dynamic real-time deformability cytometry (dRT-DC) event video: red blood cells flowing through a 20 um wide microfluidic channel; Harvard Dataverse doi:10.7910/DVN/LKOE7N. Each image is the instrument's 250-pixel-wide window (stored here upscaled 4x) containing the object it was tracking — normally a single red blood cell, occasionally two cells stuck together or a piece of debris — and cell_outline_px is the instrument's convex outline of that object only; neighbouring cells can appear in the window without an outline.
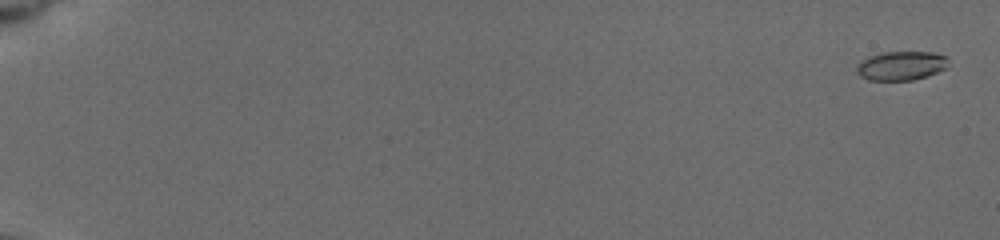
{"species": "common noctule bat (a hibernating species)", "species_latin": "Nyctalus noctula", "temperature_condition": "cold", "stored_images_in_passage": 37, "camera_frame_rate_fps": 3000, "um_per_image_px": 0.085, "animal": {"sex": "female", "body_mass_g": 19.5, "forearm_length_mm": 54.1}, "frame": {"image": 1, "passage_image": 3, "time_ms": 0.333, "image_size_px": [1000, 240], "cell_outline_px": [[948, 68], [928, 76], [912, 80], [868, 80], [860, 76], [856, 72], [856, 64], [860, 60], [868, 56], [884, 52], [932, 52], [948, 56]], "centroid_in_image_um": [76.6, 5.58], "position_along_channel_um": 8.4, "area_um2": 15.84}}
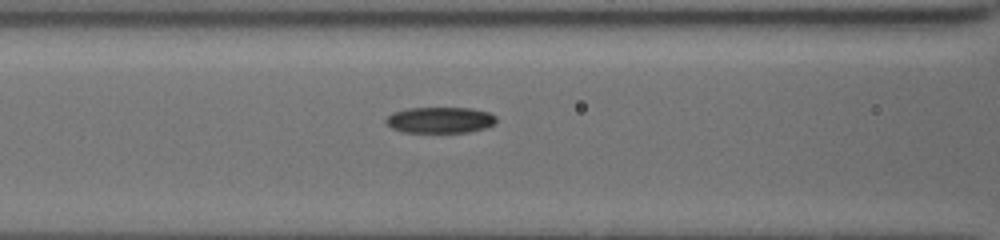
{"frame": {"image": 2, "passage_image": 33, "time_ms": 9.0, "image_size_px": [1000, 240], "cell_outline_px": [[496, 120], [488, 128], [468, 132], [404, 132], [392, 128], [384, 120], [392, 112], [408, 108], [472, 108], [488, 112], [496, 116]], "centroid_in_image_um": [37.41, 10.2], "position_along_channel_um": 129.2, "area_um2": 16.76}}
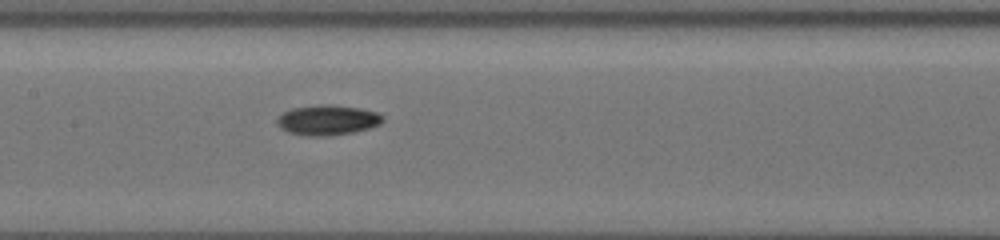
{"frame": {"image": 3, "passage_image": 37, "time_ms": 10.333, "image_size_px": [1000, 240], "cell_outline_px": [[384, 120], [380, 124], [368, 128], [352, 132], [324, 136], [308, 136], [288, 132], [280, 128], [276, 124], [276, 120], [284, 112], [292, 108], [320, 104], [360, 108], [376, 112], [384, 116]], "centroid_in_image_um": [27.82, 10.2], "position_along_channel_um": 179.6, "area_um2": 18.38}}